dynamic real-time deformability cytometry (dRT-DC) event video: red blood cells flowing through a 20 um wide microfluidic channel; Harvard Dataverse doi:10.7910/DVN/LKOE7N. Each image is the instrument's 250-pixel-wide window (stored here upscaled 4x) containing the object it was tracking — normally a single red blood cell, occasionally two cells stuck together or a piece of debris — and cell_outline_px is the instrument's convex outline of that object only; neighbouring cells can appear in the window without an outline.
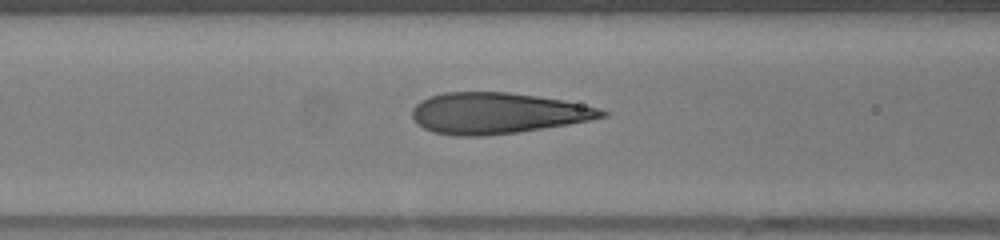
{"species": "human", "species_latin": "Homo sapiens", "temperature_condition": "warm", "stored_images_in_passage": 27, "camera_frame_rate_fps": 3000, "um_per_image_px": 0.085, "donor": {"sex": "female"}, "frame": {"image": 1, "passage_image": 7, "time_ms": 2.0, "image_size_px": [1000, 240], "cell_outline_px": [[608, 116], [568, 124], [520, 132], [484, 136], [456, 136], [432, 132], [416, 124], [412, 116], [412, 108], [420, 100], [428, 96], [444, 92], [508, 92], [564, 100], [596, 108], [608, 112]], "centroid_in_image_um": [42.21, 9.62], "position_along_channel_um": 124.4, "area_um2": 45.43}}
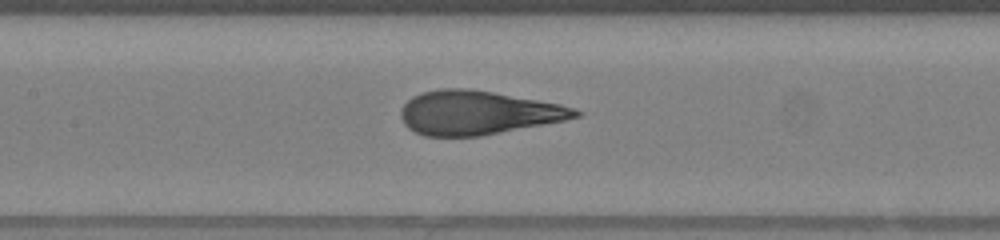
{"frame": {"image": 2, "passage_image": 10, "time_ms": 3.0, "image_size_px": [1000, 240], "cell_outline_px": [[584, 112], [580, 116], [564, 120], [480, 136], [424, 136], [408, 128], [404, 124], [400, 116], [400, 112], [404, 104], [412, 96], [420, 92], [440, 88], [468, 88], [492, 92], [560, 104]], "centroid_in_image_um": [40.56, 9.57], "position_along_channel_um": 166.8, "area_um2": 44.39}}
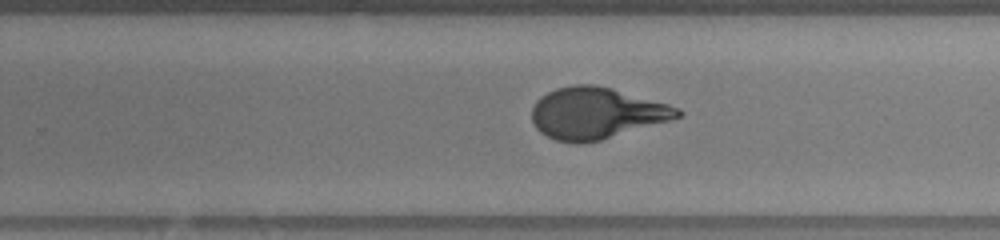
{"frame": {"image": 3, "passage_image": 18, "time_ms": 5.667, "image_size_px": [1000, 240], "cell_outline_px": [[684, 112], [680, 116], [668, 120], [600, 140], [576, 144], [556, 140], [540, 132], [536, 128], [532, 120], [532, 108], [536, 100], [540, 96], [556, 88], [576, 84], [596, 84], [612, 88], [668, 104], [680, 108]], "centroid_in_image_um": [50.65, 9.6], "position_along_channel_um": 279.2, "area_um2": 43.41}}